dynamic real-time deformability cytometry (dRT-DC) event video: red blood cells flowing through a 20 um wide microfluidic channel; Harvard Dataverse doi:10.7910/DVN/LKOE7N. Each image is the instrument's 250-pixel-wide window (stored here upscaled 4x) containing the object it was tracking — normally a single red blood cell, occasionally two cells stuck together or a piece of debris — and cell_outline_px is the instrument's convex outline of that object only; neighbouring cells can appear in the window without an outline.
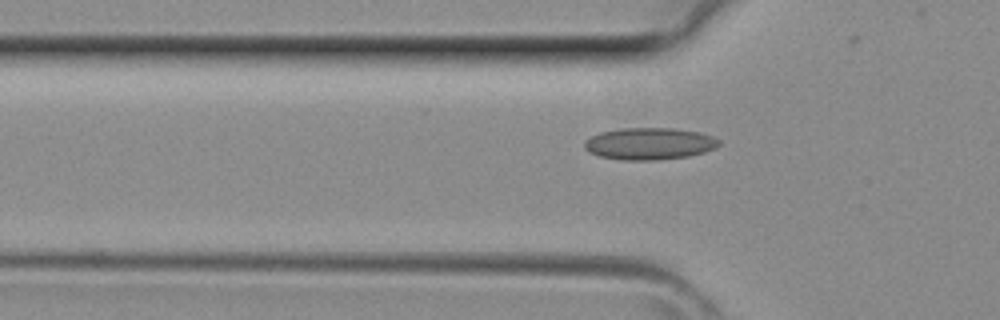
{"species": "common noctule bat (a hibernating species)", "species_latin": "Nyctalus noctula", "temperature_condition": "room temperature", "stored_images_in_passage": 3, "camera_frame_rate_fps": 3000, "um_per_image_px": 0.085, "animal": {"sex": "female", "body_mass_g": 29.2, "forearm_length_mm": 56.3}, "frame": {"image": 1, "passage_image": 3, "time_ms": 0.667, "image_size_px": [1000, 320], "cell_outline_px": [[720, 144], [716, 148], [704, 152], [688, 156], [656, 160], [620, 160], [600, 156], [588, 152], [584, 148], [584, 140], [600, 132], [620, 128], [672, 128], [700, 132], [712, 136], [720, 140]], "centroid_in_image_um": [55.19, 12.21], "position_along_channel_um": 70.6, "area_um2": 25.2}}